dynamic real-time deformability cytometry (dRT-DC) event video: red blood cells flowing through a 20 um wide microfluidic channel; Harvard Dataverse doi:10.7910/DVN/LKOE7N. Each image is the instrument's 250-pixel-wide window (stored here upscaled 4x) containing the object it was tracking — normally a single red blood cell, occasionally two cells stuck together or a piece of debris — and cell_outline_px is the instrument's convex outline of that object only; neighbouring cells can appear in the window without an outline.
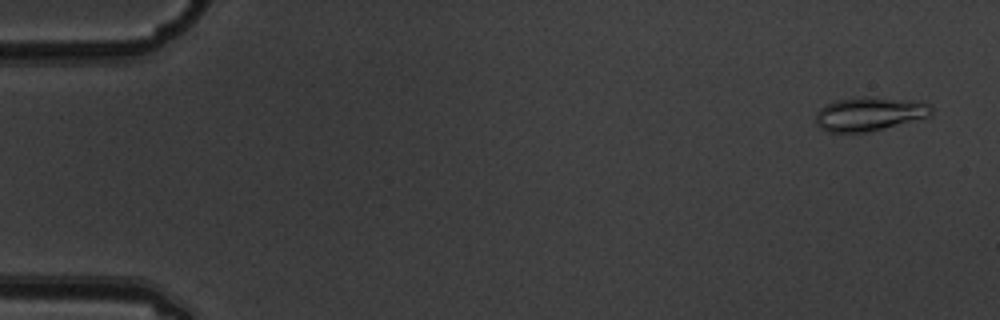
{"species": "common noctule bat (a hibernating species)", "species_latin": "Nyctalus noctula", "temperature_condition": "warm", "stored_images_in_passage": 6, "camera_frame_rate_fps": 3000, "um_per_image_px": 0.085, "animal": {"sex": "male", "body_mass_g": 19.5, "forearm_length_mm": 54.6}, "frame": {"image": 1, "passage_image": 1, "time_ms": 0.0, "image_size_px": [1000, 320], "cell_outline_px": [[932, 116], [868, 132], [828, 132], [820, 128], [816, 124], [816, 112], [824, 104], [836, 100], [864, 96], [876, 96], [916, 100], [928, 104], [932, 108]], "centroid_in_image_um": [73.9, 9.66], "position_along_channel_um": 11.1, "area_um2": 23.18}}
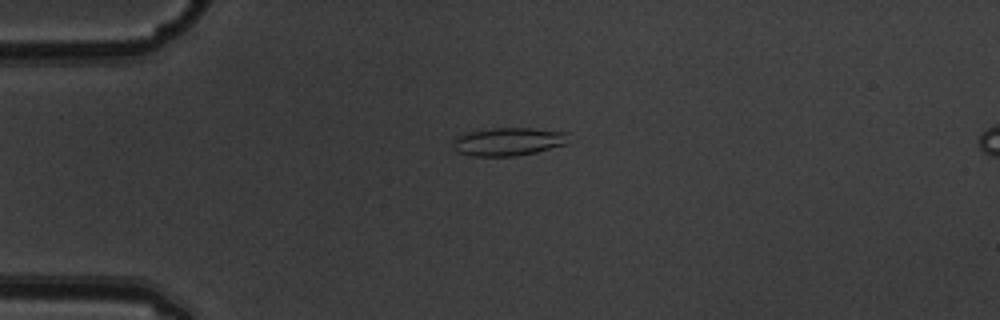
{"frame": {"image": 2, "passage_image": 4, "time_ms": 1.0, "image_size_px": [1000, 320], "cell_outline_px": [[572, 132], [568, 144], [536, 152], [516, 156], [472, 156], [456, 152], [452, 144], [452, 140], [456, 136], [464, 132], [492, 128], [532, 128]], "centroid_in_image_um": [43.24, 12.03], "position_along_channel_um": 41.8, "area_um2": 19.54}}